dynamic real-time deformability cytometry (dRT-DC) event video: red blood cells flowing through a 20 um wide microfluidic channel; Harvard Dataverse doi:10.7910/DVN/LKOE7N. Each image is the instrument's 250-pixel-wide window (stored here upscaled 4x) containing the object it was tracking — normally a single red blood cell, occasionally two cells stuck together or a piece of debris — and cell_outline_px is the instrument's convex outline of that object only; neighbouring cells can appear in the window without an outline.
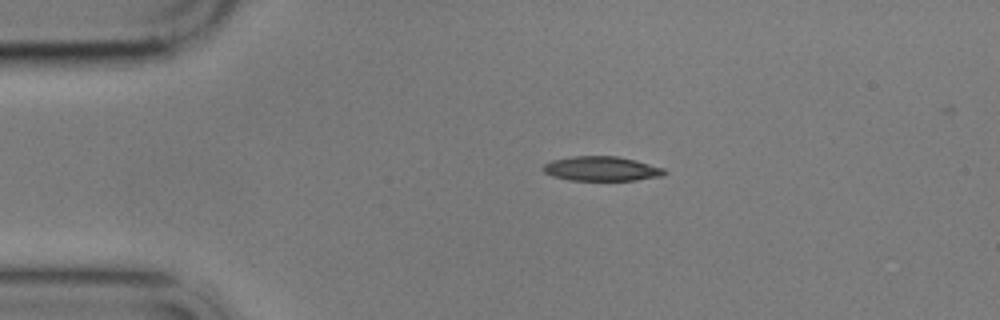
{"species": "common noctule bat (a hibernating species)", "species_latin": "Nyctalus noctula", "temperature_condition": "cold", "stored_images_in_passage": 13, "camera_frame_rate_fps": 3000, "um_per_image_px": 0.085, "animal": {"sex": "male", "body_mass_g": 17.9}, "frame": {"image": 1, "passage_image": 1, "time_ms": 0.0, "image_size_px": [1000, 320], "cell_outline_px": [[668, 172], [664, 176], [636, 180], [568, 180], [552, 176], [544, 172], [540, 168], [544, 164], [552, 160], [572, 156], [616, 156], [636, 160], [664, 168]], "centroid_in_image_um": [51.13, 14.34], "position_along_channel_um": 33.9, "area_um2": 17.51}}
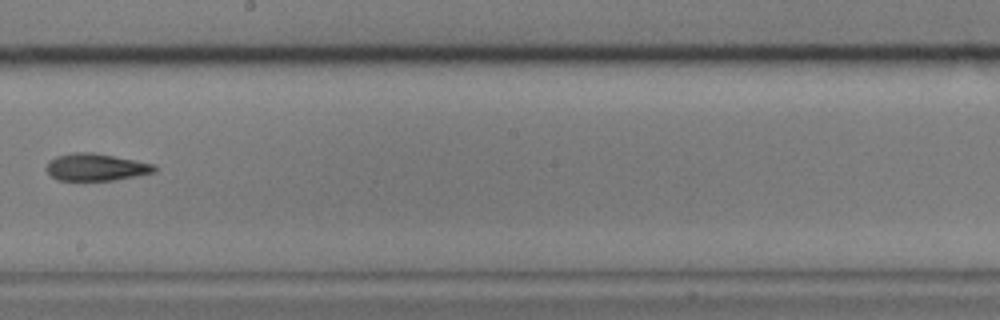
{"frame": {"image": 2, "passage_image": 7, "time_ms": 7.0, "image_size_px": [1000, 320], "cell_outline_px": [[156, 172], [112, 180], [56, 180], [48, 172], [48, 160], [56, 156], [72, 152], [92, 152], [156, 164]], "centroid_in_image_um": [8.16, 14.2], "position_along_channel_um": 240.0, "area_um2": 16.99}}
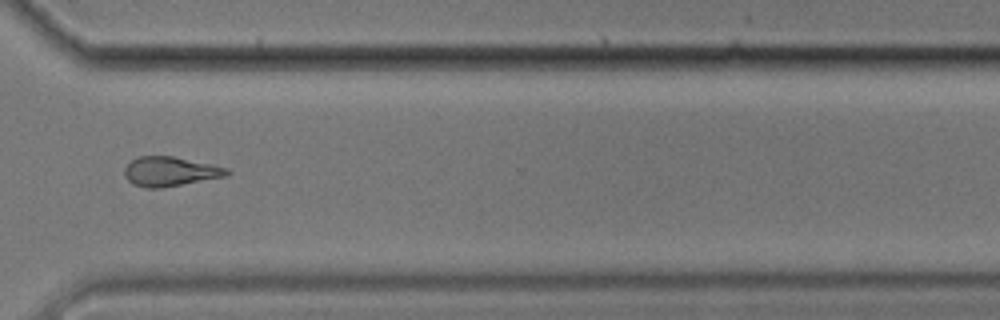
{"frame": {"image": 3, "passage_image": 10, "time_ms": 10.333, "image_size_px": [1000, 320], "cell_outline_px": [[232, 172], [228, 176], [160, 188], [144, 188], [132, 184], [124, 176], [124, 168], [132, 160], [140, 156], [172, 156], [212, 164], [228, 168]], "centroid_in_image_um": [14.47, 14.58], "position_along_channel_um": 356.1, "area_um2": 17.69}, "authors_computed_cell_mechanics": {"area_um2": 17.8024, "velocity_mm_per_s": 3.4933, "shape_relaxation_time_tau1_ms": 4.4882, "shape_relaxation_time_tau2_ms": 7.4611, "deformation_change_tau1": 0.1388, "deformation_change_tau2": 0.1729}}